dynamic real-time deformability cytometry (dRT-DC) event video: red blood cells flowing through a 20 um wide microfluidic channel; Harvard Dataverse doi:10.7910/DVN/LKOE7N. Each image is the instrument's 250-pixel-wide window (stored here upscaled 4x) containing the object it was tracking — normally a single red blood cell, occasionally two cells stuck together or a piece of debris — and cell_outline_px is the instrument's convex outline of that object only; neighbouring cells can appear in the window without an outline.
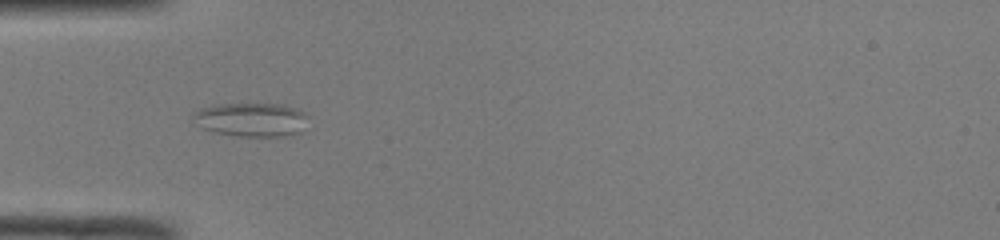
{"species": "common noctule bat (a hibernating species)", "species_latin": "Nyctalus noctula", "temperature_condition": "room temperature", "stored_images_in_passage": 35, "camera_frame_rate_fps": 3000, "um_per_image_px": 0.085, "animal": {"sex": "male", "body_mass_g": 19.0, "forearm_length_mm": 50.8}, "frame": {"image": 1, "passage_image": 1, "time_ms": 0.0, "image_size_px": [1000, 240], "cell_outline_px": [[304, 116], [300, 132], [280, 136], [236, 136], [216, 132], [204, 128], [196, 116], [196, 112], [200, 108], [212, 104], [284, 104], [296, 108], [304, 112]], "centroid_in_image_um": [21.37, 10.15], "position_along_channel_um": 63.6, "area_um2": 21.85}}
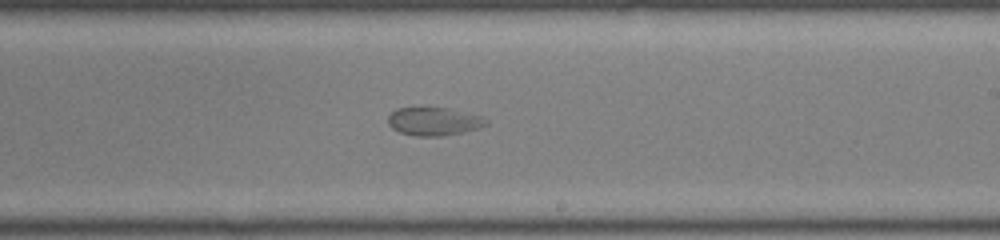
{"frame": {"image": 2, "passage_image": 15, "time_ms": 4.667, "image_size_px": [1000, 240], "cell_outline_px": [[488, 124], [464, 132], [444, 136], [416, 136], [400, 132], [392, 128], [388, 124], [388, 116], [396, 108], [448, 108], [480, 116], [488, 120]], "centroid_in_image_um": [36.86, 10.33], "position_along_channel_um": 252.1, "area_um2": 15.95}}
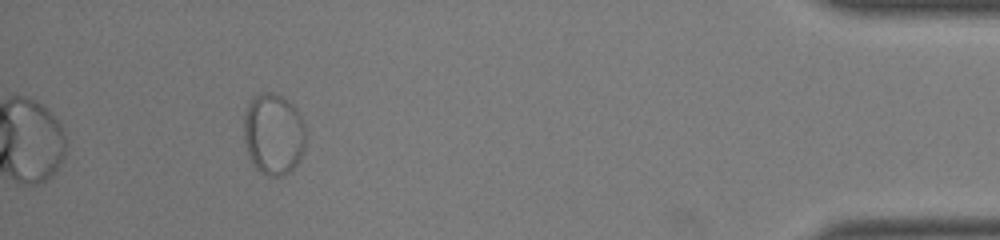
{"frame": {"image": 3, "passage_image": 31, "time_ms": 10.0, "image_size_px": [1000, 240], "cell_outline_px": [[304, 148], [300, 160], [284, 176], [268, 176], [260, 172], [252, 164], [248, 156], [244, 140], [244, 116], [248, 104], [252, 96], [260, 92], [272, 92], [288, 100], [296, 108], [304, 124]], "centroid_in_image_um": [23.22, 11.39], "position_along_channel_um": 412.0, "area_um2": 29.59}}